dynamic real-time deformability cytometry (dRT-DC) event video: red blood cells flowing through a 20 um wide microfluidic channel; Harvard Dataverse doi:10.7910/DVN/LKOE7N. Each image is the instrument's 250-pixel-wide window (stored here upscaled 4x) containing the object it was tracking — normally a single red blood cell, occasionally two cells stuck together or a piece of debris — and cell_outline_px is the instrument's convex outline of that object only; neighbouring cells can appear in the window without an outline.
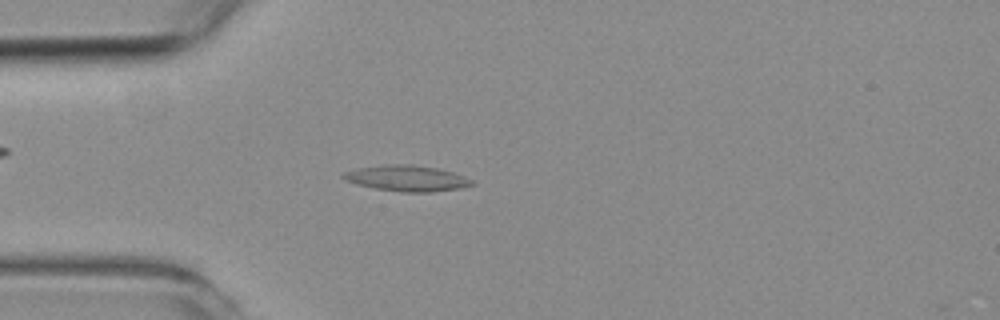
{"species": "common noctule bat (a hibernating species)", "species_latin": "Nyctalus noctula", "temperature_condition": "room temperature", "stored_images_in_passage": 54, "camera_frame_rate_fps": 3000, "um_per_image_px": 0.085, "animal": {"sex": "female", "body_mass_g": 19.3, "forearm_length_mm": 54.1}, "frame": {"image": 1, "passage_image": 14, "time_ms": 4.333, "image_size_px": [1000, 320], "cell_outline_px": [[476, 184], [460, 188], [432, 192], [404, 192], [376, 188], [356, 184], [344, 180], [340, 176], [344, 172], [360, 168], [384, 164], [412, 164], [436, 168], [452, 172], [464, 176], [472, 180]], "centroid_in_image_um": [34.58, 15.15], "position_along_channel_um": 50.4, "area_um2": 19.31}}
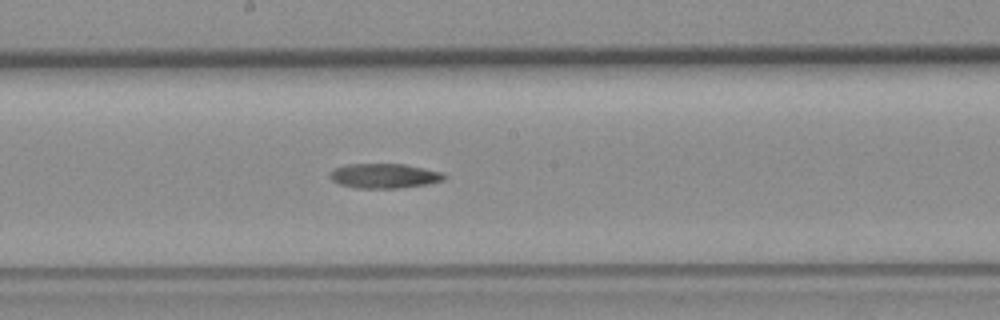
{"frame": {"image": 2, "passage_image": 28, "time_ms": 9.0, "image_size_px": [1000, 320], "cell_outline_px": [[448, 176], [444, 180], [428, 184], [396, 188], [356, 188], [340, 184], [332, 180], [328, 176], [328, 172], [332, 168], [344, 164], [404, 164], [444, 172]], "centroid_in_image_um": [32.64, 14.94], "position_along_channel_um": 215.6, "area_um2": 16.7}}
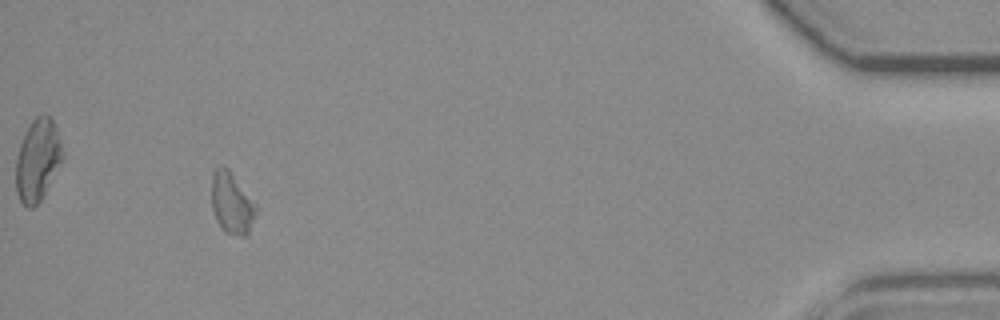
{"frame": {"image": 3, "passage_image": 50, "time_ms": 16.333, "image_size_px": [1000, 320], "cell_outline_px": [[256, 212], [248, 236], [240, 236], [224, 232], [216, 220], [212, 208], [212, 172], [220, 164], [228, 168], [256, 204]], "centroid_in_image_um": [19.69, 17.27], "position_along_channel_um": 415.5, "area_um2": 15.95}, "authors_computed_cell_mechanics": {"area_um2": 16.8198, "velocity_mm_per_s": 3.7374, "shape_relaxation_time_tau1_ms": null, "shape_relaxation_time_tau2_ms": 5.8571, "deformation_change_tau1": null, "deformation_change_tau2": 0.0734}}